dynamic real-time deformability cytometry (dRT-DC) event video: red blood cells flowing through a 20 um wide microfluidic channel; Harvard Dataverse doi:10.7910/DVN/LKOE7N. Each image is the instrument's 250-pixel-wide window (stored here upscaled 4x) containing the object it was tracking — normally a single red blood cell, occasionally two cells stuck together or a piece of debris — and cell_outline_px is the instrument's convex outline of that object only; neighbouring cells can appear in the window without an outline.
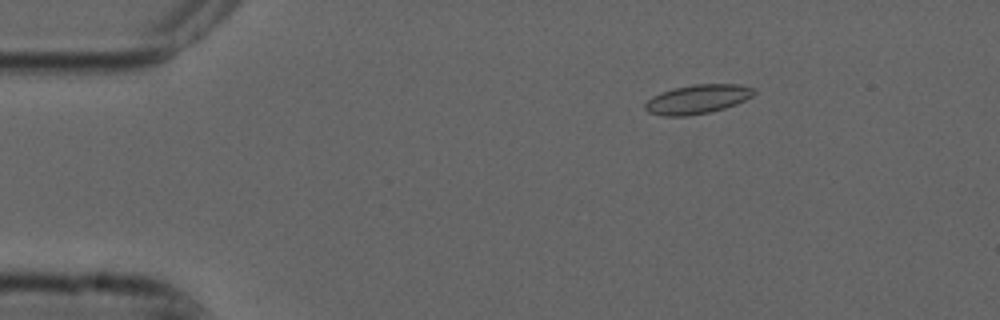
{"species": "common noctule bat (a hibernating species)", "species_latin": "Nyctalus noctula", "temperature_condition": "cold", "stored_images_in_passage": 48, "camera_frame_rate_fps": 3000, "um_per_image_px": 0.085, "animal": {"sex": "male", "forearm_length_mm": 52.5}, "frame": {"image": 1, "passage_image": 2, "time_ms": 0.333, "image_size_px": [1000, 320], "cell_outline_px": [[756, 92], [752, 96], [736, 104], [712, 112], [688, 116], [664, 116], [648, 112], [644, 108], [644, 104], [652, 96], [660, 92], [672, 88], [696, 84], [740, 84], [756, 88]], "centroid_in_image_um": [59.29, 8.43], "position_along_channel_um": 25.7, "area_um2": 18.67}}
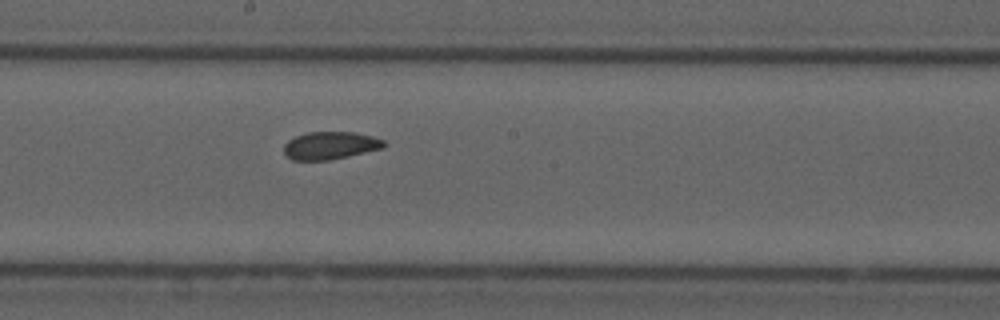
{"frame": {"image": 2, "passage_image": 23, "time_ms": 7.333, "image_size_px": [1000, 320], "cell_outline_px": [[388, 144], [384, 148], [348, 156], [328, 160], [292, 160], [284, 152], [284, 144], [288, 140], [296, 136], [308, 132], [352, 132], [372, 136], [384, 140]], "centroid_in_image_um": [28.1, 12.36], "position_along_channel_um": 220.1, "area_um2": 16.13}}
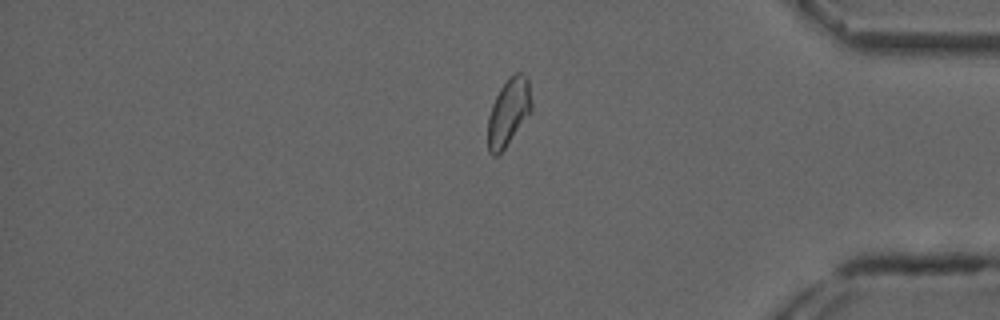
{"frame": {"image": 3, "passage_image": 39, "time_ms": 12.667, "image_size_px": [1000, 320], "cell_outline_px": [[532, 112], [504, 148], [496, 156], [492, 156], [488, 152], [488, 116], [492, 104], [500, 88], [516, 72], [520, 72], [528, 80], [532, 104]], "centroid_in_image_um": [43.23, 9.56], "position_along_channel_um": 392.0, "area_um2": 16.94}, "authors_computed_cell_mechanics": {"area_um2": 17.1666, "velocity_mm_per_s": 3.7177, "shape_relaxation_time_tau1_ms": null, "shape_relaxation_time_tau2_ms": 3.3932, "deformation_change_tau1": null, "deformation_change_tau2": 0.0611}}